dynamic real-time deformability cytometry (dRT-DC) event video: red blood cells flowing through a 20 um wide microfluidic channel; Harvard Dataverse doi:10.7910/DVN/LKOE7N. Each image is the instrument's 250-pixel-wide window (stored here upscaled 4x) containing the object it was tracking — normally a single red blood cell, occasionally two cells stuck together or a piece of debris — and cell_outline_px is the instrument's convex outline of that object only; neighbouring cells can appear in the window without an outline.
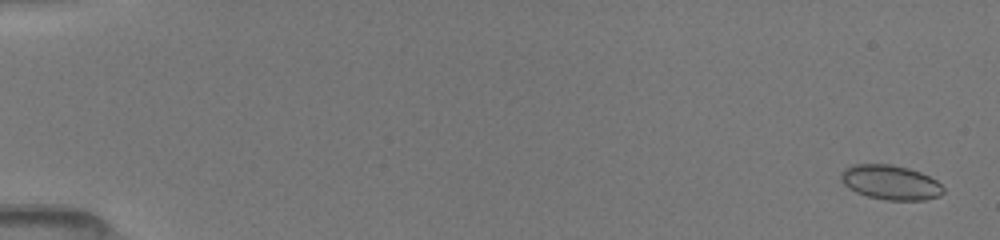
{"species": "common noctule bat (a hibernating species)", "species_latin": "Nyctalus noctula", "temperature_condition": "room temperature", "stored_images_in_passage": 52, "camera_frame_rate_fps": 3000, "um_per_image_px": 0.085, "animal": {"sex": "female", "body_mass_g": 19.5, "forearm_length_mm": 54.1}, "frame": {"image": 1, "passage_image": 2, "time_ms": 0.333, "image_size_px": [1000, 240], "cell_outline_px": [[944, 192], [940, 196], [924, 200], [884, 200], [868, 196], [856, 192], [848, 188], [840, 180], [840, 172], [844, 168], [852, 164], [892, 164], [908, 168], [920, 172], [936, 180], [944, 188]], "centroid_in_image_um": [75.67, 15.5], "position_along_channel_um": 9.3, "area_um2": 20.81}}
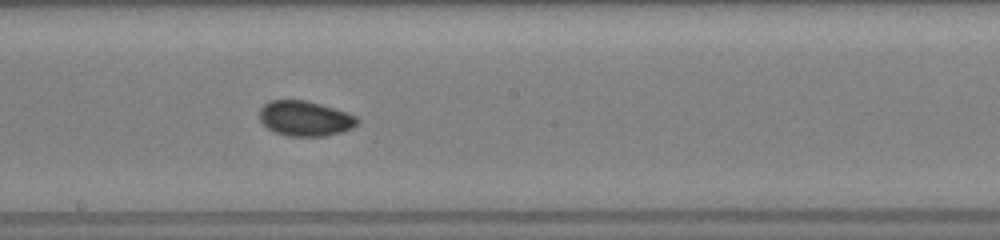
{"frame": {"image": 2, "passage_image": 30, "time_ms": 9.667, "image_size_px": [1000, 240], "cell_outline_px": [[360, 120], [352, 128], [340, 132], [324, 136], [288, 136], [276, 132], [268, 128], [260, 120], [260, 108], [268, 100], [304, 100], [320, 104], [356, 116]], "centroid_in_image_um": [25.9, 10.07], "position_along_channel_um": 222.3, "area_um2": 19.77}}
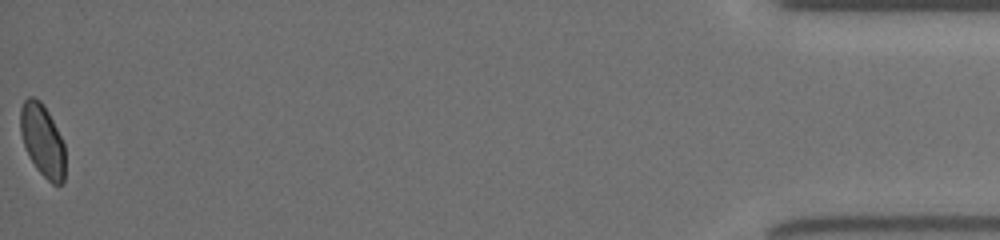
{"frame": {"image": 3, "passage_image": 52, "time_ms": 17.0, "image_size_px": [1000, 240], "cell_outline_px": [[64, 184], [52, 184], [36, 168], [28, 156], [20, 132], [20, 108], [24, 100], [28, 96], [32, 96], [40, 100], [48, 112], [64, 144]], "centroid_in_image_um": [3.59, 11.93], "position_along_channel_um": 431.6, "area_um2": 18.79}, "authors_computed_cell_mechanics": {"area_um2": 19.5942, "velocity_mm_per_s": 4.0525, "shape_relaxation_time_tau1_ms": null, "shape_relaxation_time_tau2_ms": 1.9133, "deformation_change_tau1": null, "deformation_change_tau2": 0.0403}}